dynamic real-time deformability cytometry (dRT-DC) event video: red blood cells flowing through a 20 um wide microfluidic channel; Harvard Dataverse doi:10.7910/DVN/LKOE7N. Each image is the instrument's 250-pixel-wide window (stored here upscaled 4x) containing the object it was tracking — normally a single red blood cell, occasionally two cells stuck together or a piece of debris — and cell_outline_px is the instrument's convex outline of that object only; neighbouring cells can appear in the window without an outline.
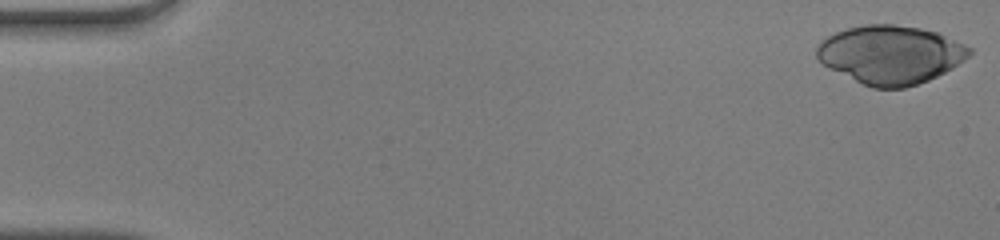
{"species": "human", "species_latin": "Homo sapiens", "temperature_condition": "warm", "stored_images_in_passage": 49, "camera_frame_rate_fps": 3000, "um_per_image_px": 0.085, "donor": {"sex": "male"}, "frame": {"image": 1, "passage_image": 1, "time_ms": 0.0, "image_size_px": [1000, 240], "cell_outline_px": [[972, 52], [968, 56], [944, 72], [928, 80], [904, 88], [876, 88], [864, 84], [824, 64], [816, 56], [816, 48], [828, 36], [836, 32], [848, 28], [872, 24], [892, 24], [916, 28], [936, 32], [968, 48]], "centroid_in_image_um": [75.66, 4.64], "position_along_channel_um": 9.3, "area_um2": 50.4}}
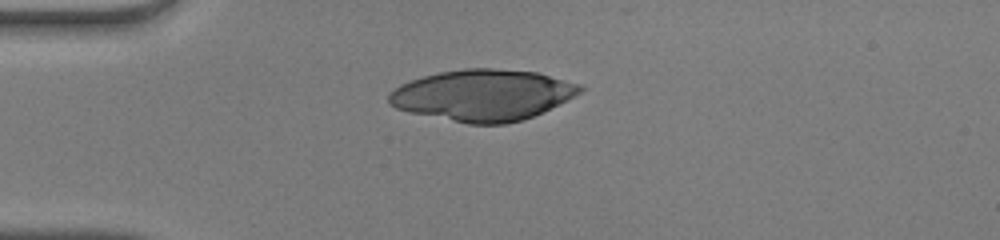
{"frame": {"image": 2, "passage_image": 13, "time_ms": 4.0, "image_size_px": [1000, 240], "cell_outline_px": [[584, 88], [580, 92], [532, 116], [520, 120], [504, 124], [472, 124], [412, 112], [396, 108], [388, 100], [388, 96], [396, 88], [412, 80], [424, 76], [440, 72], [468, 68], [488, 68], [536, 72], [576, 84]], "centroid_in_image_um": [41.01, 8.08], "position_along_channel_um": 44.0, "area_um2": 55.43}}